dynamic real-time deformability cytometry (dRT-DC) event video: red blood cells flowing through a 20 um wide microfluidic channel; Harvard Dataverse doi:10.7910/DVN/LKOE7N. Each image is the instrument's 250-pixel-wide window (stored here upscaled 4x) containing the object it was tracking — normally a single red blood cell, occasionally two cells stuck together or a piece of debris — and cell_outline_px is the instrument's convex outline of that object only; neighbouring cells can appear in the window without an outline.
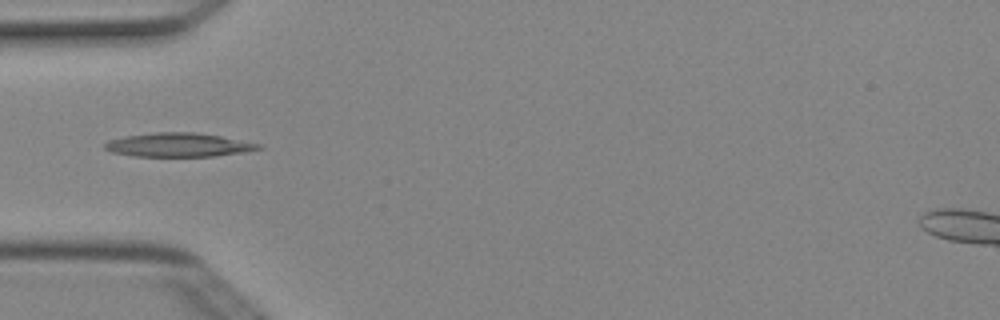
{"species": "Egyptian fruit bat (a non-hibernating species)", "species_latin": "Rousettus aegyptiacus", "temperature_condition": "cold", "stored_images_in_passage": 5, "camera_frame_rate_fps": 3000, "um_per_image_px": 0.085, "animal": {"sex": "female"}, "frame": {"image": 1, "passage_image": 4, "time_ms": 1.0, "image_size_px": [1000, 320], "cell_outline_px": [[264, 148], [248, 152], [212, 156], [132, 156], [112, 152], [104, 148], [104, 144], [108, 140], [128, 136], [152, 132], [196, 132], [220, 136], [260, 144]], "centroid_in_image_um": [15.19, 12.32], "position_along_channel_um": 69.8, "area_um2": 21.33}}
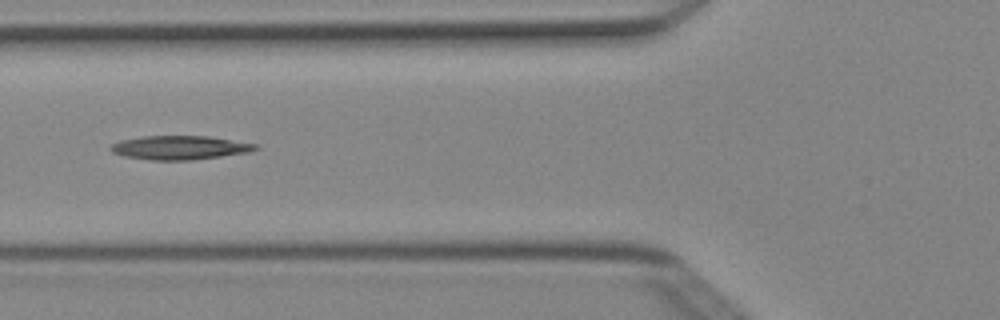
{"frame": {"image": 2, "passage_image": 5, "time_ms": 1.333, "image_size_px": [1000, 320], "cell_outline_px": [[260, 148], [248, 152], [192, 160], [152, 160], [124, 156], [112, 152], [108, 148], [112, 144], [120, 140], [144, 136], [208, 136], [260, 144]], "centroid_in_image_um": [15.3, 12.54], "position_along_channel_um": 110.5, "area_um2": 20.17}}